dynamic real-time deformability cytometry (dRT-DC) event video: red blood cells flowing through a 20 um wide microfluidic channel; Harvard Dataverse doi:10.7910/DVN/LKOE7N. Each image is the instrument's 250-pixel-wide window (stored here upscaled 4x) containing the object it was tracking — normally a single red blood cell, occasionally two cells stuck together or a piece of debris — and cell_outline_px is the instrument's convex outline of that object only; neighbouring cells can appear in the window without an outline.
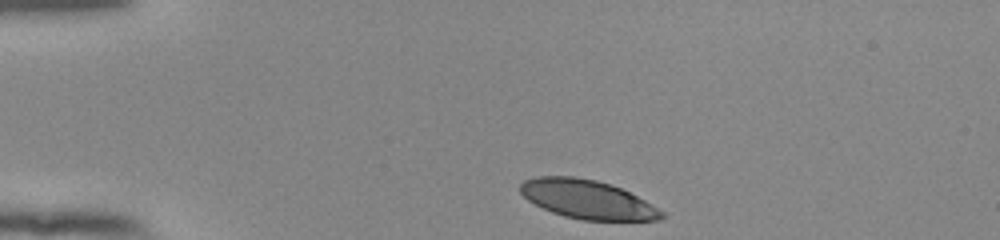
{"species": "human", "species_latin": "Homo sapiens", "temperature_condition": "room temperature", "stored_images_in_passage": 36, "camera_frame_rate_fps": 3000, "um_per_image_px": 0.085, "donor": {"sex": "female"}, "frame": {"image": 1, "passage_image": 1, "time_ms": 0.0, "image_size_px": [1000, 240], "cell_outline_px": [[664, 216], [660, 220], [580, 220], [564, 216], [552, 212], [528, 200], [520, 192], [520, 184], [524, 180], [536, 176], [572, 176], [596, 180], [612, 184], [644, 200], [664, 212]], "centroid_in_image_um": [49.91, 16.94], "position_along_channel_um": 35.1, "area_um2": 31.73}}
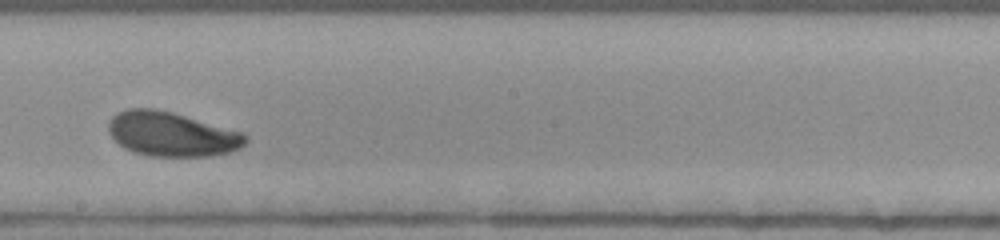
{"frame": {"image": 2, "passage_image": 21, "time_ms": 6.667, "image_size_px": [1000, 240], "cell_outline_px": [[248, 140], [240, 148], [232, 152], [208, 156], [148, 156], [132, 152], [124, 148], [108, 132], [108, 124], [112, 116], [116, 112], [128, 108], [156, 108], [172, 112], [244, 132], [248, 136]], "centroid_in_image_um": [14.6, 11.4], "position_along_channel_um": 233.6, "area_um2": 35.78}}
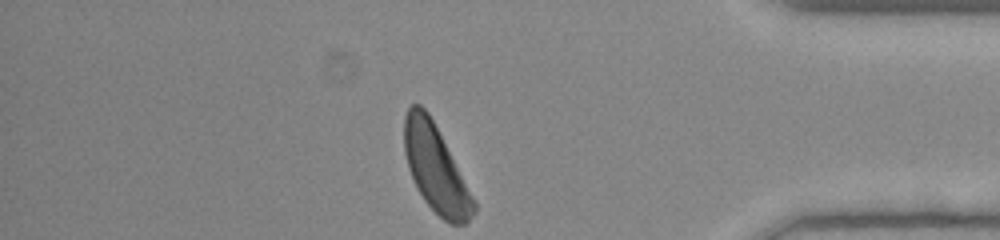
{"frame": {"image": 3, "passage_image": 36, "time_ms": 11.667, "image_size_px": [1000, 240], "cell_outline_px": [[476, 212], [464, 224], [448, 224], [424, 200], [416, 188], [408, 168], [404, 152], [404, 116], [408, 108], [412, 104], [420, 104], [428, 112], [476, 204]], "centroid_in_image_um": [36.99, 14.34], "position_along_channel_um": 398.2, "area_um2": 34.33}, "authors_computed_cell_mechanics": {"area_um2": 34.9401, "velocity_mm_per_s": 3.831, "shape_relaxation_time_tau1_ms": 2.2582, "shape_relaxation_time_tau2_ms": null, "deformation_change_tau1": 0.1182, "deformation_change_tau2": null}}